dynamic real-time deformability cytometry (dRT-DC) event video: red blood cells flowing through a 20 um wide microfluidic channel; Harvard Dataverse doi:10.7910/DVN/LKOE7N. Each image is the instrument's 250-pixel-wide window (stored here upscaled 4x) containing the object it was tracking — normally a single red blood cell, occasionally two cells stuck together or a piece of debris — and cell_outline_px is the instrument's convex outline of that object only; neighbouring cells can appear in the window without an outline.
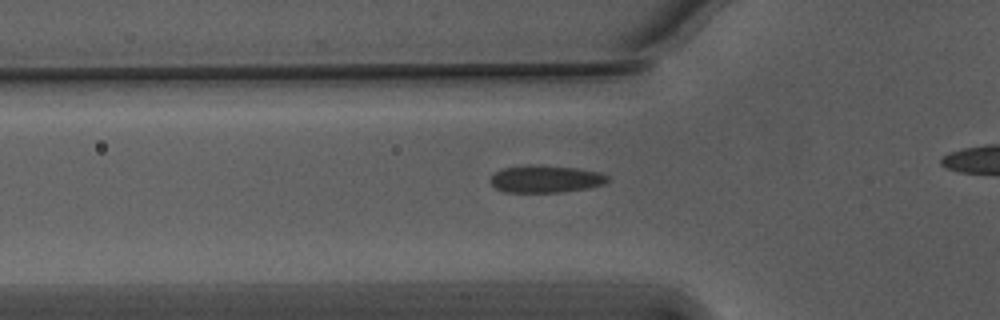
{"species": "Egyptian fruit bat (a non-hibernating species)", "species_latin": "Rousettus aegyptiacus", "temperature_condition": "warm", "stored_images_in_passage": 40, "camera_frame_rate_fps": 3000, "um_per_image_px": 0.085, "animal": {"sex": "male"}, "frame": {"image": 1, "passage_image": 14, "time_ms": 4.333, "image_size_px": [1000, 320], "cell_outline_px": [[608, 180], [604, 184], [588, 188], [560, 192], [504, 192], [496, 188], [488, 180], [496, 172], [504, 168], [524, 164], [540, 164], [576, 168], [600, 172], [608, 176]], "centroid_in_image_um": [46.36, 15.2], "position_along_channel_um": 79.4, "area_um2": 18.84}}
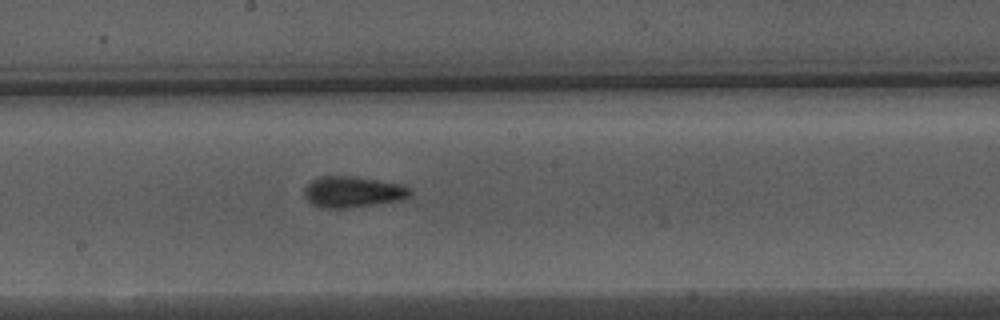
{"frame": {"image": 2, "passage_image": 25, "time_ms": 8.0, "image_size_px": [1000, 320], "cell_outline_px": [[412, 192], [408, 196], [400, 200], [348, 208], [320, 208], [312, 204], [304, 196], [304, 188], [312, 180], [320, 176], [348, 176], [404, 184]], "centroid_in_image_um": [29.95, 16.31], "position_along_channel_um": 218.2, "area_um2": 19.02}}
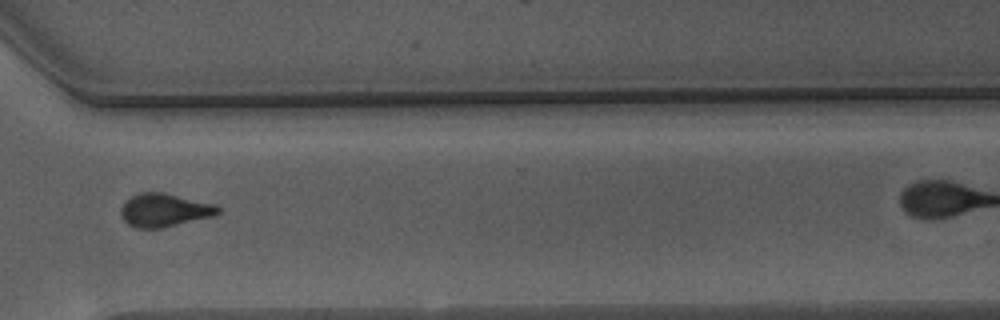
{"frame": {"image": 3, "passage_image": 36, "time_ms": 11.667, "image_size_px": [1000, 320], "cell_outline_px": [[220, 212], [212, 216], [164, 228], [136, 228], [128, 224], [120, 216], [120, 208], [132, 196], [140, 192], [164, 192], [216, 204], [220, 208]], "centroid_in_image_um": [13.97, 17.86], "position_along_channel_um": 356.6, "area_um2": 18.9}}